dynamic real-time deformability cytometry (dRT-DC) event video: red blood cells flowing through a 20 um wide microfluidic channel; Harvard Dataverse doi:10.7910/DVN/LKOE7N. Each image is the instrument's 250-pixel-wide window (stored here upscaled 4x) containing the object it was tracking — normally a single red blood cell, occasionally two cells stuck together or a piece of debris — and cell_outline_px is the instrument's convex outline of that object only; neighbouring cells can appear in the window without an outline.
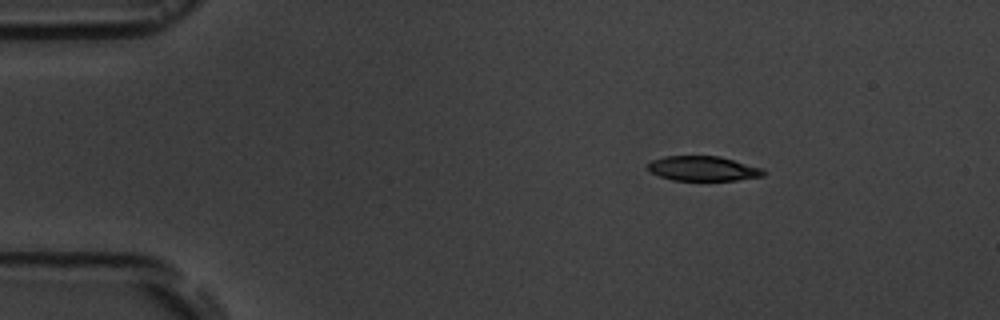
{"species": "common noctule bat (a hibernating species)", "species_latin": "Nyctalus noctula", "temperature_condition": "room temperature", "stored_images_in_passage": 7, "camera_frame_rate_fps": 3000, "um_per_image_px": 0.085, "animal": {"sex": "male", "body_mass_g": 19.5, "forearm_length_mm": 54.6}, "frame": {"image": 1, "passage_image": 1, "time_ms": 0.0, "image_size_px": [1000, 320], "cell_outline_px": [[768, 172], [764, 176], [736, 180], [672, 180], [660, 176], [644, 168], [652, 160], [664, 156], [720, 156], [764, 168]], "centroid_in_image_um": [59.79, 14.32], "position_along_channel_um": 25.2, "area_um2": 16.88}}
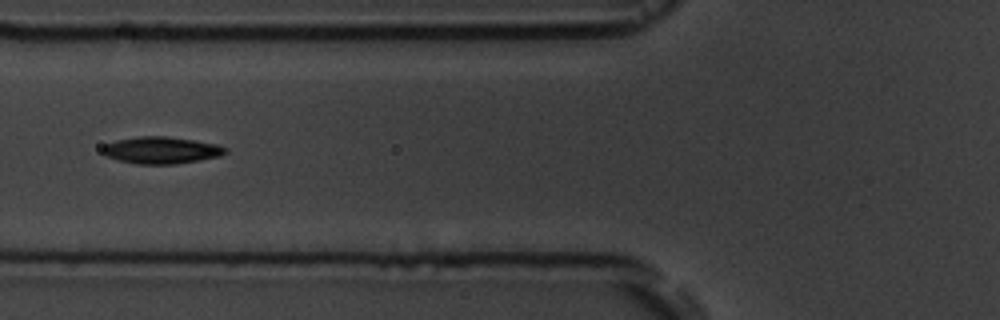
{"frame": {"image": 2, "passage_image": 5, "time_ms": 4.333, "image_size_px": [1000, 320], "cell_outline_px": [[228, 152], [220, 156], [200, 160], [176, 164], [136, 164], [104, 156], [100, 152], [100, 148], [104, 144], [116, 140], [140, 136], [164, 136], [192, 140], [216, 144], [228, 148]], "centroid_in_image_um": [13.67, 12.77], "position_along_channel_um": 112.1, "area_um2": 19.42}}
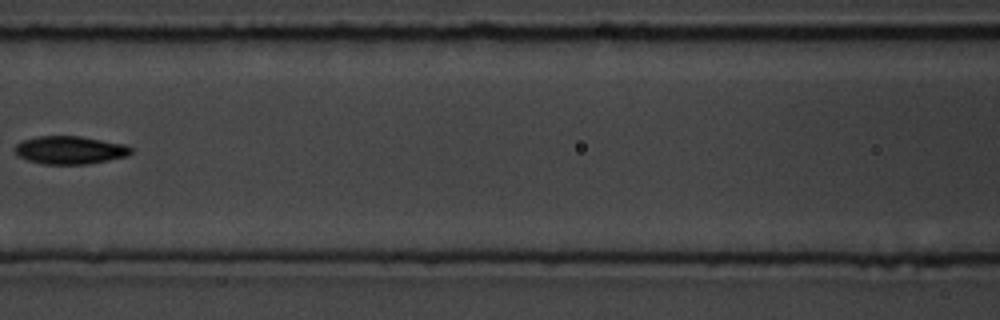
{"frame": {"image": 3, "passage_image": 6, "time_ms": 5.667, "image_size_px": [1000, 320], "cell_outline_px": [[132, 152], [128, 156], [88, 164], [44, 164], [28, 160], [16, 156], [12, 148], [16, 144], [24, 140], [36, 136], [80, 136], [124, 144], [132, 148]], "centroid_in_image_um": [5.91, 12.76], "position_along_channel_um": 160.7, "area_um2": 19.07}}